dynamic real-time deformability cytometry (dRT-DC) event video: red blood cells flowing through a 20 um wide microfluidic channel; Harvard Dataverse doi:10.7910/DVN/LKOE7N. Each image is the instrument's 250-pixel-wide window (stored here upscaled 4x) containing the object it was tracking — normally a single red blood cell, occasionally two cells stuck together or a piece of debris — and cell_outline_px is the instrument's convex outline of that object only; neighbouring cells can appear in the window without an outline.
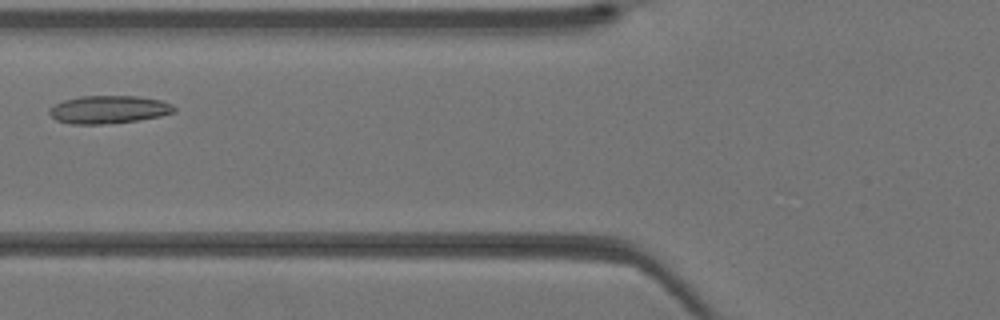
{"species": "Egyptian fruit bat (a non-hibernating species)", "species_latin": "Rousettus aegyptiacus", "temperature_condition": "warm", "stored_images_in_passage": 24, "camera_frame_rate_fps": 3000, "um_per_image_px": 0.085, "animal": {"sex": "female"}, "frame": {"image": 1, "passage_image": 7, "time_ms": 2.0, "image_size_px": [1000, 320], "cell_outline_px": [[176, 112], [160, 116], [136, 120], [100, 124], [72, 124], [56, 120], [48, 112], [48, 108], [64, 100], [80, 96], [136, 96], [160, 100], [172, 104], [176, 108]], "centroid_in_image_um": [9.23, 9.3], "position_along_channel_um": 116.6, "area_um2": 20.17}}
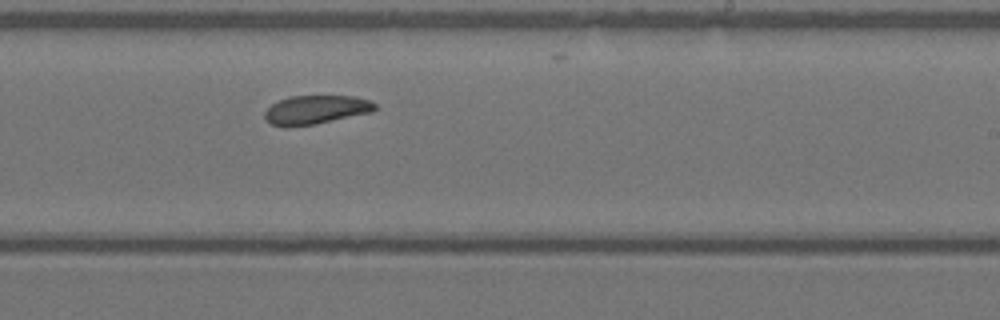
{"frame": {"image": 2, "passage_image": 16, "time_ms": 5.0, "image_size_px": [1000, 320], "cell_outline_px": [[376, 108], [372, 112], [316, 124], [284, 128], [272, 124], [264, 116], [264, 112], [272, 104], [288, 96], [356, 96], [372, 100], [376, 104]], "centroid_in_image_um": [26.87, 9.33], "position_along_channel_um": 262.1, "area_um2": 18.67}}
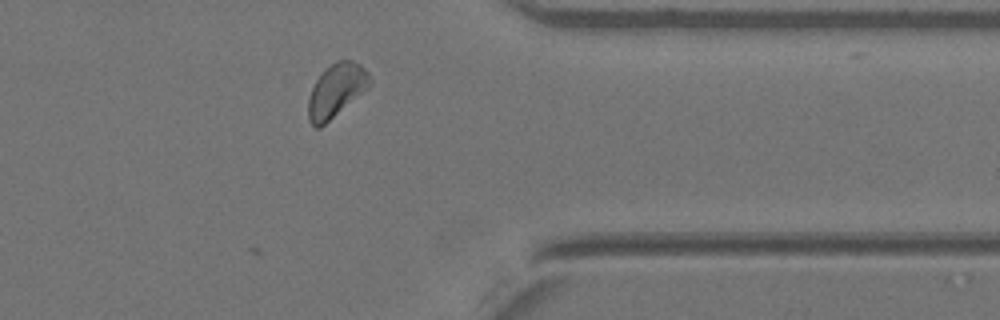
{"frame": {"image": 3, "passage_image": 24, "time_ms": 7.667, "image_size_px": [1000, 320], "cell_outline_px": [[372, 84], [368, 88], [320, 128], [316, 128], [308, 120], [308, 96], [316, 80], [324, 68], [336, 60], [352, 60], [360, 64], [368, 72], [372, 80]], "centroid_in_image_um": [28.58, 7.67], "position_along_channel_um": 382.8, "area_um2": 19.25}}